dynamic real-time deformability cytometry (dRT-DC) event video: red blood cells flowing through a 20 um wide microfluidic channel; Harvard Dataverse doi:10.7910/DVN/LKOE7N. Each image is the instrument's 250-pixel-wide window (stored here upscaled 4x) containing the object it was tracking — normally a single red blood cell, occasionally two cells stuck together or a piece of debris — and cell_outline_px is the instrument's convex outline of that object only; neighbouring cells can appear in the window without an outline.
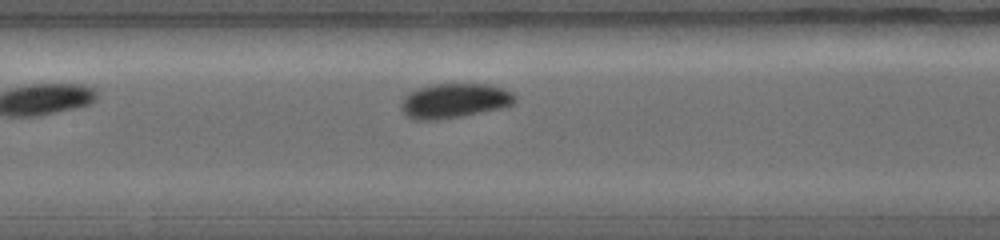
{"species": "common noctule bat (a hibernating species)", "species_latin": "Nyctalus noctula", "temperature_condition": "warm", "stored_images_in_passage": 20, "camera_frame_rate_fps": 5000, "um_per_image_px": 0.085, "animal": {"sex": "female", "body_mass_g": 19.0, "forearm_length_mm": 56.7}, "frame": {"image": 1, "passage_image": 9, "time_ms": 3.0, "image_size_px": [1000, 240], "cell_outline_px": [[516, 100], [512, 104], [500, 108], [460, 116], [436, 120], [412, 120], [404, 116], [400, 104], [404, 96], [408, 92], [432, 84], [488, 84], [504, 88], [512, 92], [516, 96]], "centroid_in_image_um": [38.58, 8.56], "position_along_channel_um": 168.8, "area_um2": 23.06}}
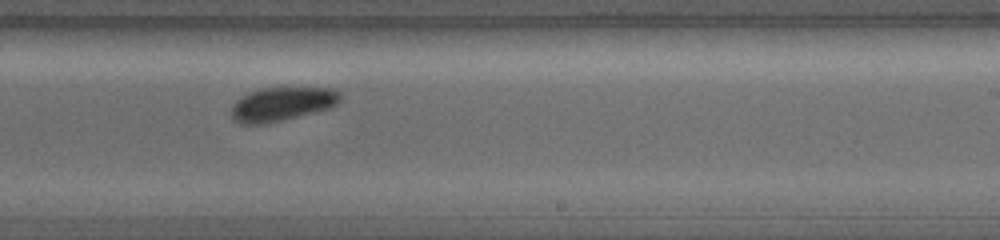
{"frame": {"image": 2, "passage_image": 14, "time_ms": 4.6, "image_size_px": [1000, 240], "cell_outline_px": [[340, 100], [336, 104], [328, 108], [264, 124], [240, 124], [232, 120], [232, 104], [236, 100], [252, 92], [264, 88], [332, 88], [340, 92]], "centroid_in_image_um": [23.94, 8.85], "position_along_channel_um": 265.1, "area_um2": 20.98}}
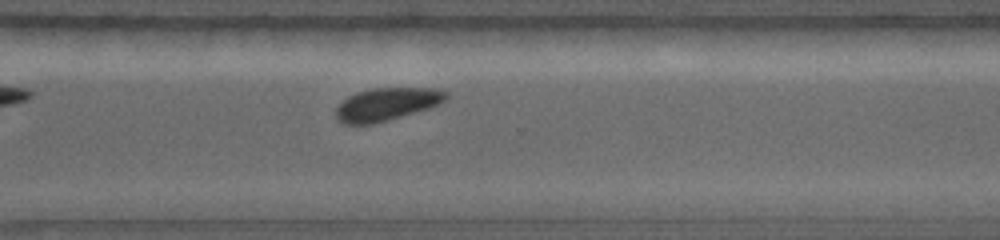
{"frame": {"image": 3, "passage_image": 19, "time_ms": 5.8, "image_size_px": [1000, 240], "cell_outline_px": [[448, 96], [440, 104], [428, 108], [388, 120], [372, 124], [344, 124], [336, 116], [336, 108], [348, 96], [356, 92], [372, 88], [436, 88], [448, 92]], "centroid_in_image_um": [32.88, 8.84], "position_along_channel_um": 337.7, "area_um2": 20.87}}